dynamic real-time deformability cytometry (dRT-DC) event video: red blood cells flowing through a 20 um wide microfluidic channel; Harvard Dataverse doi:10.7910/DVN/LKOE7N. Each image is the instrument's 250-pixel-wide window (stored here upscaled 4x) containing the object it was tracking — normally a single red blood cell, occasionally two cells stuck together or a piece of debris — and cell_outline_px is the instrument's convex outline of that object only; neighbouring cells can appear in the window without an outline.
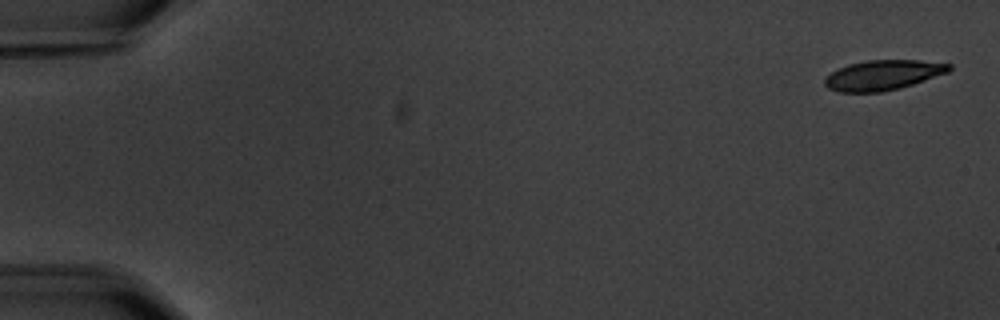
{"species": "common noctule bat (a hibernating species)", "species_latin": "Nyctalus noctula", "temperature_condition": "warm", "stored_images_in_passage": 8, "camera_frame_rate_fps": 3000, "um_per_image_px": 0.085, "animal": {"sex": "male", "body_mass_g": 20.1, "forearm_length_mm": 53.5}, "frame": {"image": 1, "passage_image": 1, "time_ms": 0.0, "image_size_px": [1000, 320], "cell_outline_px": [[952, 68], [948, 72], [900, 88], [880, 92], [840, 92], [828, 88], [824, 84], [824, 80], [832, 72], [848, 64], [868, 60], [920, 60], [952, 64]], "centroid_in_image_um": [75.06, 6.38], "position_along_channel_um": 9.9, "area_um2": 21.56}}
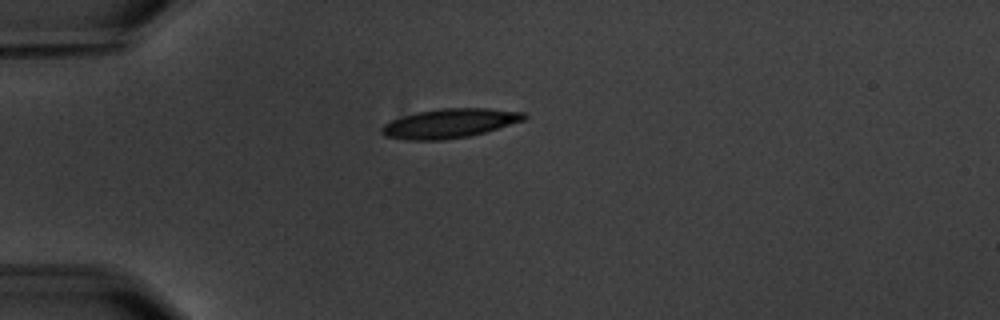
{"frame": {"image": 2, "passage_image": 5, "time_ms": 4.667, "image_size_px": [1000, 320], "cell_outline_px": [[528, 116], [524, 120], [484, 132], [468, 136], [444, 140], [404, 140], [384, 136], [380, 132], [380, 128], [384, 124], [392, 120], [416, 112], [440, 108], [488, 108], [524, 112]], "centroid_in_image_um": [38.18, 10.48], "position_along_channel_um": 46.8, "area_um2": 24.28}}
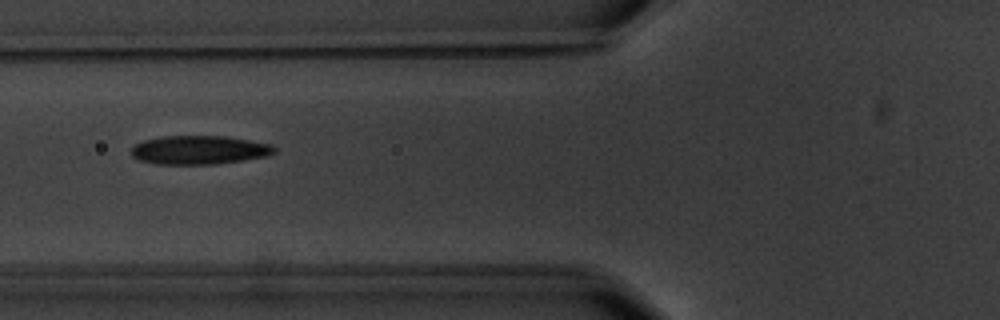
{"frame": {"image": 3, "passage_image": 7, "time_ms": 7.0, "image_size_px": [1000, 320], "cell_outline_px": [[276, 152], [268, 156], [244, 160], [212, 164], [156, 164], [140, 160], [132, 156], [132, 148], [136, 144], [144, 140], [160, 136], [228, 136], [272, 144], [276, 148]], "centroid_in_image_um": [16.97, 12.74], "position_along_channel_um": 108.8, "area_um2": 24.04}}